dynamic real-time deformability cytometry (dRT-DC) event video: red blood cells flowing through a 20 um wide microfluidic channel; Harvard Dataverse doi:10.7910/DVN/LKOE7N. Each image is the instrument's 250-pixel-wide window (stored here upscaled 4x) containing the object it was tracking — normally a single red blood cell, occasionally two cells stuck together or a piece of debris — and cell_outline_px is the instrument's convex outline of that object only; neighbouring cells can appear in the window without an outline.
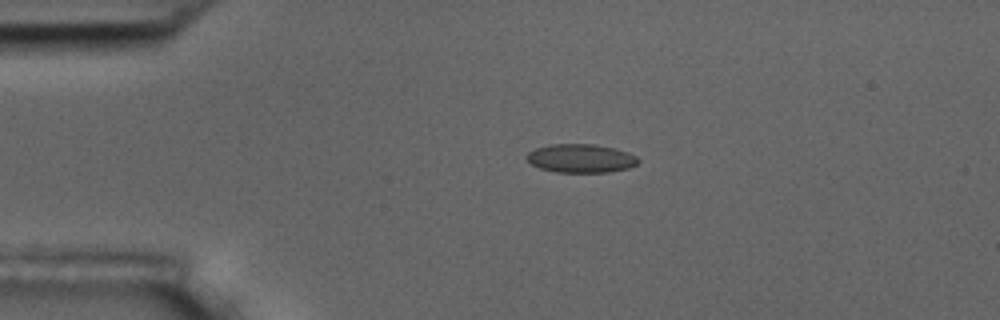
{"species": "common noctule bat (a hibernating species)", "species_latin": "Nyctalus noctula", "temperature_condition": "room temperature", "stored_images_in_passage": 4, "camera_frame_rate_fps": 3000, "um_per_image_px": 0.085, "animal": {"sex": "male", "body_mass_g": 17.5, "forearm_length_mm": 52.3}, "frame": {"image": 1, "passage_image": 3, "time_ms": 2.333, "image_size_px": [1000, 320], "cell_outline_px": [[640, 160], [636, 164], [628, 168], [608, 172], [556, 172], [540, 168], [532, 164], [524, 156], [528, 152], [536, 148], [548, 144], [596, 144], [628, 152], [636, 156]], "centroid_in_image_um": [49.35, 13.45], "position_along_channel_um": 35.6, "area_um2": 18.55}}